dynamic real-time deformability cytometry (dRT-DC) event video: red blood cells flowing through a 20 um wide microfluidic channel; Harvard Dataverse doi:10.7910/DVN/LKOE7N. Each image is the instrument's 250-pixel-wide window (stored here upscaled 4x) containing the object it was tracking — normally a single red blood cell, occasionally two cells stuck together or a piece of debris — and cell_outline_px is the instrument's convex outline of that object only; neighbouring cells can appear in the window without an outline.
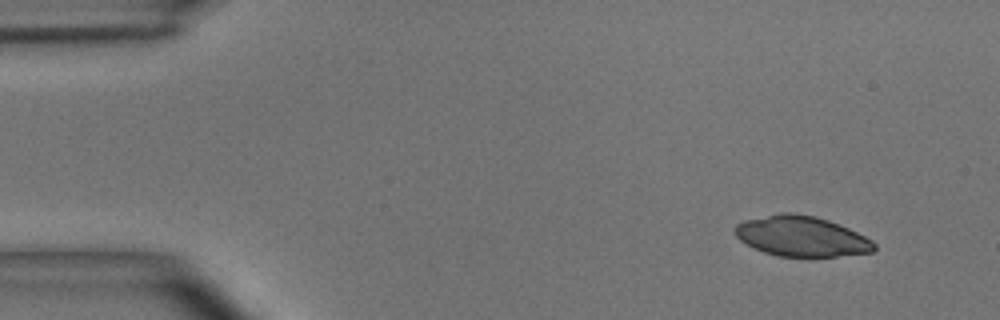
{"species": "common noctule bat (a hibernating species)", "species_latin": "Nyctalus noctula", "temperature_condition": "room temperature", "stored_images_in_passage": 45, "camera_frame_rate_fps": 3000, "um_per_image_px": 0.085, "animal": {"sex": "male", "body_mass_g": 15.6}, "frame": {"image": 1, "passage_image": 1, "time_ms": 0.0, "image_size_px": [1000, 320], "cell_outline_px": [[876, 248], [872, 252], [836, 256], [780, 256], [764, 252], [752, 248], [740, 240], [736, 236], [732, 228], [736, 224], [744, 220], [784, 212], [792, 212], [816, 216], [840, 224], [872, 240], [876, 244]], "centroid_in_image_um": [68.1, 20.07], "position_along_channel_um": 16.9, "area_um2": 32.71}}
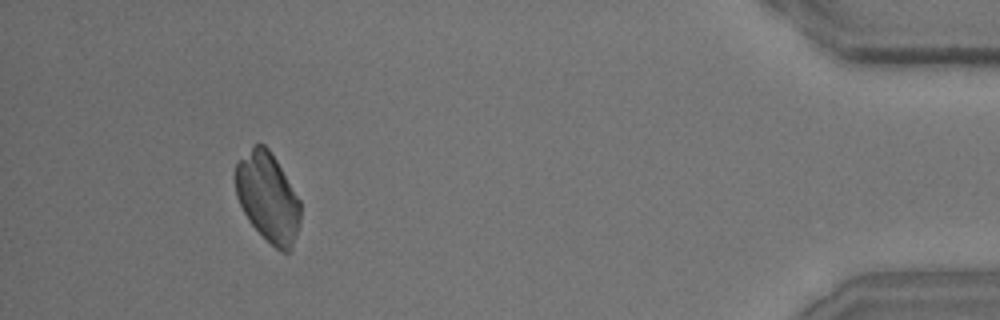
{"frame": {"image": 2, "passage_image": 42, "time_ms": 13.667, "image_size_px": [1000, 320], "cell_outline_px": [[300, 224], [292, 248], [288, 252], [284, 252], [276, 248], [248, 220], [236, 196], [236, 164], [252, 144], [264, 144], [268, 148], [276, 160], [300, 200]], "centroid_in_image_um": [22.77, 16.76], "position_along_channel_um": 412.4, "area_um2": 33.35}}